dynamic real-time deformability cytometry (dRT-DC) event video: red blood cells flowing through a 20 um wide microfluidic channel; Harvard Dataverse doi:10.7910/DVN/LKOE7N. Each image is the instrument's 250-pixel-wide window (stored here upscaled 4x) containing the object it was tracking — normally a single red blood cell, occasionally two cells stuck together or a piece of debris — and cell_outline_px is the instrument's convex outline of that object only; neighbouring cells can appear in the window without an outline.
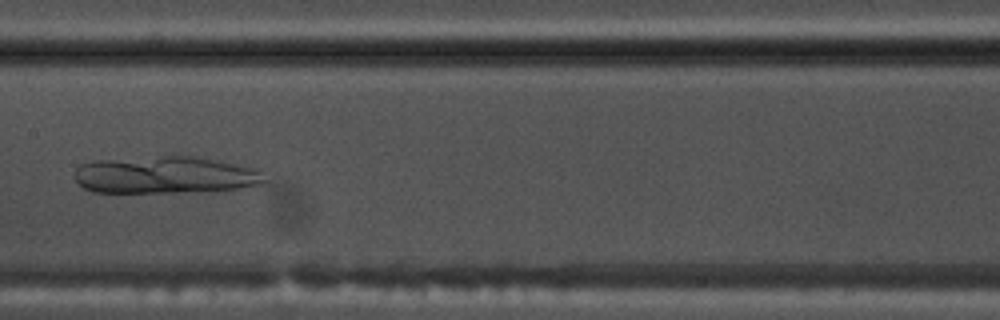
{"species": "common noctule bat (a hibernating species)", "species_latin": "Nyctalus noctula", "temperature_condition": "warm", "stored_images_in_passage": 46, "camera_frame_rate_fps": 3000, "um_per_image_px": 0.085, "animal": {"sex": "male", "body_mass_g": 17.5, "forearm_length_mm": 52.3}, "frame": {"image": 1, "passage_image": 20, "time_ms": 6.333, "image_size_px": [1000, 320], "cell_outline_px": [[264, 180], [260, 184], [228, 192], [92, 192], [84, 188], [72, 176], [76, 168], [80, 164], [92, 160], [172, 152], [196, 156], [256, 168], [260, 172]], "centroid_in_image_um": [14.02, 14.83], "position_along_channel_um": 193.4, "area_um2": 43.23}}
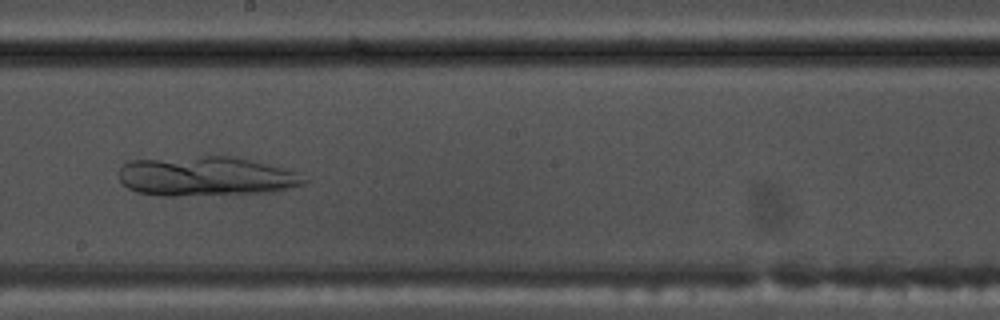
{"frame": {"image": 2, "passage_image": 23, "time_ms": 7.333, "image_size_px": [1000, 320], "cell_outline_px": [[308, 180], [304, 184], [272, 192], [176, 196], [160, 196], [136, 192], [128, 188], [120, 180], [120, 164], [128, 160], [216, 152], [228, 152], [296, 172]], "centroid_in_image_um": [17.47, 14.91], "position_along_channel_um": 230.7, "area_um2": 44.62}}